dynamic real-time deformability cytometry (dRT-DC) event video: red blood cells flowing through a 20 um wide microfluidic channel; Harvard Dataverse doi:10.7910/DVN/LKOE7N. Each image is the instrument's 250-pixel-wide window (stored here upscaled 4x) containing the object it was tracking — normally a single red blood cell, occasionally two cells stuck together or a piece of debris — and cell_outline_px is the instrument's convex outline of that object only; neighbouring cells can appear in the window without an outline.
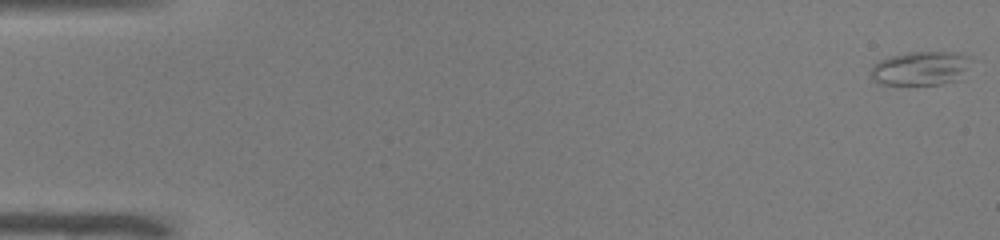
{"species": "common noctule bat (a hibernating species)", "species_latin": "Nyctalus noctula", "temperature_condition": "warm", "stored_images_in_passage": 51, "camera_frame_rate_fps": 3000, "um_per_image_px": 0.085, "animal": {"sex": "male", "body_mass_g": 19.0, "forearm_length_mm": 50.8}, "frame": {"image": 1, "passage_image": 1, "time_ms": 0.0, "image_size_px": [1000, 240], "cell_outline_px": [[976, 60], [960, 80], [940, 84], [880, 84], [872, 80], [868, 76], [872, 68], [880, 60], [888, 56], [908, 52], [960, 52], [972, 56]], "centroid_in_image_um": [78.35, 5.79], "position_along_channel_um": 6.7, "area_um2": 20.52}}
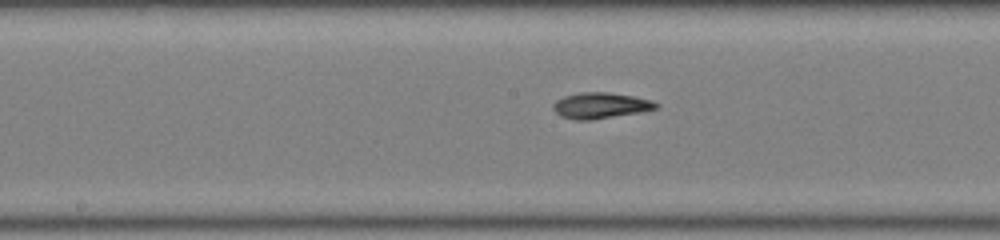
{"frame": {"image": 2, "passage_image": 27, "time_ms": 8.667, "image_size_px": [1000, 240], "cell_outline_px": [[660, 104], [656, 108], [640, 112], [592, 120], [576, 120], [560, 116], [552, 108], [552, 104], [556, 100], [564, 96], [580, 92], [608, 92], [632, 96], [652, 100]], "centroid_in_image_um": [51.02, 8.97], "position_along_channel_um": 197.2, "area_um2": 15.55}}
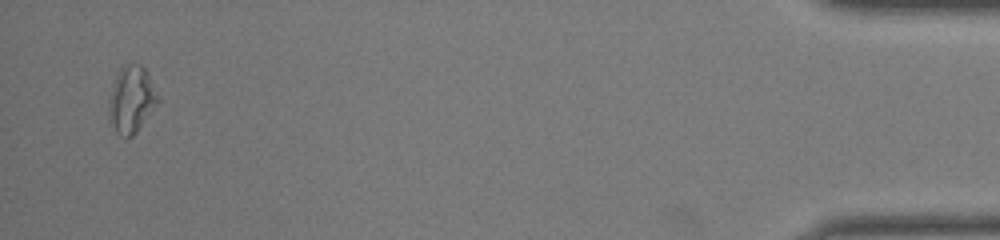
{"frame": {"image": 3, "passage_image": 50, "time_ms": 16.333, "image_size_px": [1000, 240], "cell_outline_px": [[160, 100], [136, 132], [132, 136], [120, 136], [116, 132], [112, 124], [108, 112], [108, 100], [112, 84], [120, 68], [128, 64], [140, 64], [144, 68], [160, 96]], "centroid_in_image_um": [11.17, 8.45], "position_along_channel_um": 424.0, "area_um2": 18.96}, "authors_computed_cell_mechanics": {"area_um2": 16.0106, "velocity_mm_per_s": 3.9999, "shape_relaxation_time_tau1_ms": 8.3037, "shape_relaxation_time_tau2_ms": 9.6499, "deformation_change_tau1": 0.2413, "deformation_change_tau2": 0.1823}}